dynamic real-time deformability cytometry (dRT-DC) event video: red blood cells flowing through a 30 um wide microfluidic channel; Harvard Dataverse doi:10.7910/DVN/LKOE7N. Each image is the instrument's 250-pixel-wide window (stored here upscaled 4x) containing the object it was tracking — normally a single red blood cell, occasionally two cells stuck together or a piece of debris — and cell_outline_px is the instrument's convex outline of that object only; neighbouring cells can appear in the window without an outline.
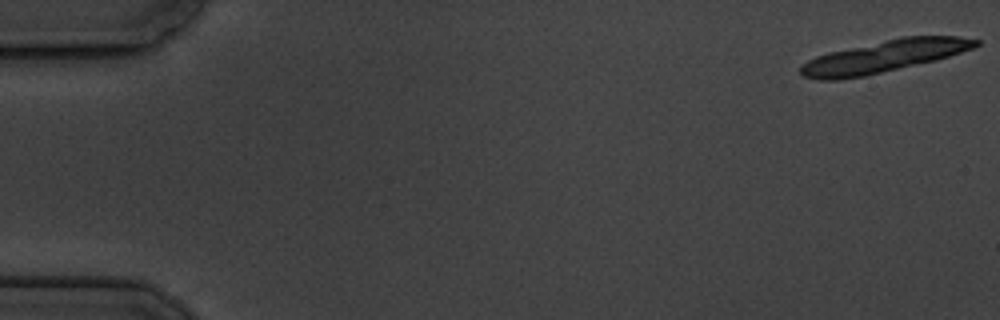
{"species": "common noctule bat (a hibernating species)", "species_latin": "Nyctalus noctula", "temperature_condition": "cold", "stored_images_in_passage": 6, "segment_of_instrument_passage": [1, 2], "camera_frame_rate_fps": 3000, "um_per_image_px": 0.085, "animal": {"sex": "male", "body_mass_g": 19.5, "forearm_length_mm": 54.6}, "frame": {"image": 1, "passage_image": 1, "time_ms": 0.0, "image_size_px": [1000, 320], "cell_outline_px": [[980, 44], [972, 48], [936, 60], [864, 76], [840, 80], [820, 80], [804, 76], [800, 72], [800, 64], [816, 56], [828, 52], [904, 36], [956, 36], [980, 40]], "centroid_in_image_um": [75.1, 4.8], "position_along_channel_um": 9.9, "area_um2": 32.43}}